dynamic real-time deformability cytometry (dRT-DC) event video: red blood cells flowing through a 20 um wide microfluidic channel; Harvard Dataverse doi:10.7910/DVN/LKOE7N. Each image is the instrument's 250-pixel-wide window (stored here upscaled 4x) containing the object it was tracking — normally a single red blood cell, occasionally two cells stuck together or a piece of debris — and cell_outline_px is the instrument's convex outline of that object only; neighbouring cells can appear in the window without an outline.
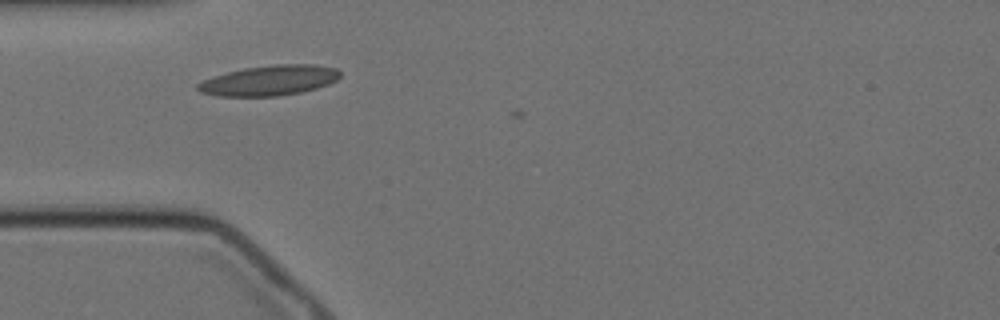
{"species": "Egyptian fruit bat (a non-hibernating species)", "species_latin": "Rousettus aegyptiacus", "temperature_condition": "cold", "stored_images_in_passage": 3, "camera_frame_rate_fps": 3000, "um_per_image_px": 0.085, "animal": {"sex": "female"}, "frame": {"image": 1, "passage_image": 2, "time_ms": 0.333, "image_size_px": [1000, 320], "cell_outline_px": [[340, 76], [336, 80], [328, 84], [316, 88], [300, 92], [280, 96], [220, 96], [200, 92], [196, 88], [196, 84], [212, 76], [244, 68], [276, 64], [316, 64], [336, 68], [340, 72]], "centroid_in_image_um": [22.89, 6.83], "position_along_channel_um": 62.1, "area_um2": 25.03}}